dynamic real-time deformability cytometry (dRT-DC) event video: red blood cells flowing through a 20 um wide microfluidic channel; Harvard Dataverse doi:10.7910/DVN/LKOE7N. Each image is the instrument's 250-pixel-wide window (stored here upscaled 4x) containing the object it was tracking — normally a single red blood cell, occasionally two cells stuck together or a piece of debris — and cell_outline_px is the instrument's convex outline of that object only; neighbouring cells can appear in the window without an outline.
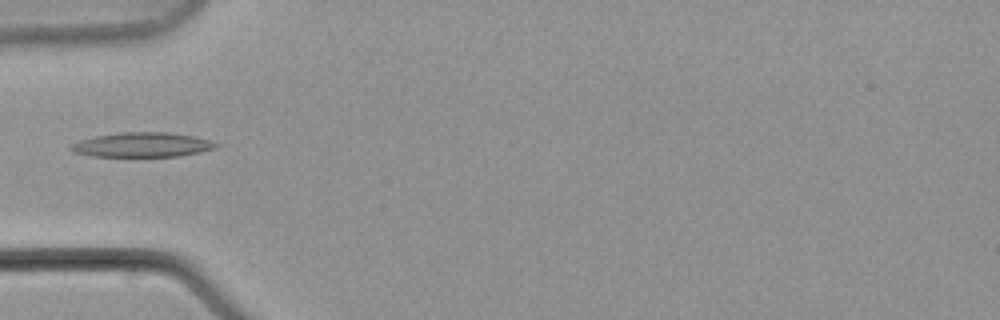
{"species": "common noctule bat (a hibernating species)", "species_latin": "Nyctalus noctula", "temperature_condition": "warm", "stored_images_in_passage": 7, "camera_frame_rate_fps": 3000, "um_per_image_px": 0.085, "animal": {"sex": "male", "body_mass_g": 21.5, "forearm_length_mm": 52.0}, "frame": {"image": 1, "passage_image": 5, "time_ms": 8.667, "image_size_px": [1000, 320], "cell_outline_px": [[220, 144], [216, 148], [200, 152], [180, 156], [92, 156], [72, 152], [68, 148], [72, 144], [80, 140], [96, 136], [120, 132], [168, 132], [192, 136], [208, 140]], "centroid_in_image_um": [12.07, 12.31], "position_along_channel_um": 72.9, "area_um2": 20.69}}
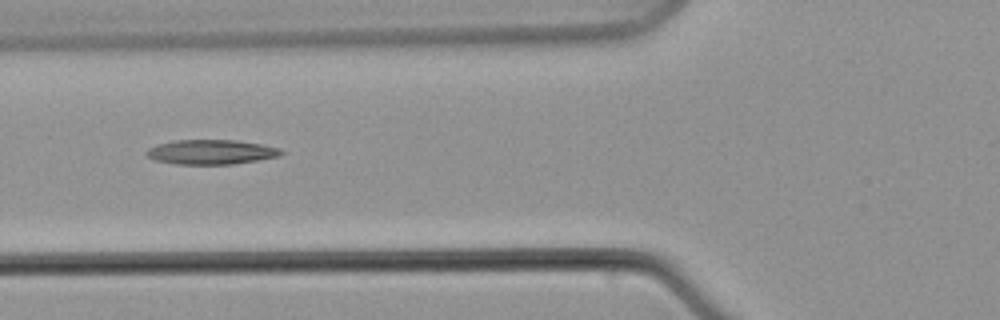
{"frame": {"image": 2, "passage_image": 6, "time_ms": 10.0, "image_size_px": [1000, 320], "cell_outline_px": [[288, 152], [280, 156], [232, 164], [176, 164], [156, 160], [148, 156], [144, 152], [148, 148], [156, 144], [172, 140], [236, 140], [264, 144], [280, 148]], "centroid_in_image_um": [17.98, 12.91], "position_along_channel_um": 107.8, "area_um2": 19.54}}